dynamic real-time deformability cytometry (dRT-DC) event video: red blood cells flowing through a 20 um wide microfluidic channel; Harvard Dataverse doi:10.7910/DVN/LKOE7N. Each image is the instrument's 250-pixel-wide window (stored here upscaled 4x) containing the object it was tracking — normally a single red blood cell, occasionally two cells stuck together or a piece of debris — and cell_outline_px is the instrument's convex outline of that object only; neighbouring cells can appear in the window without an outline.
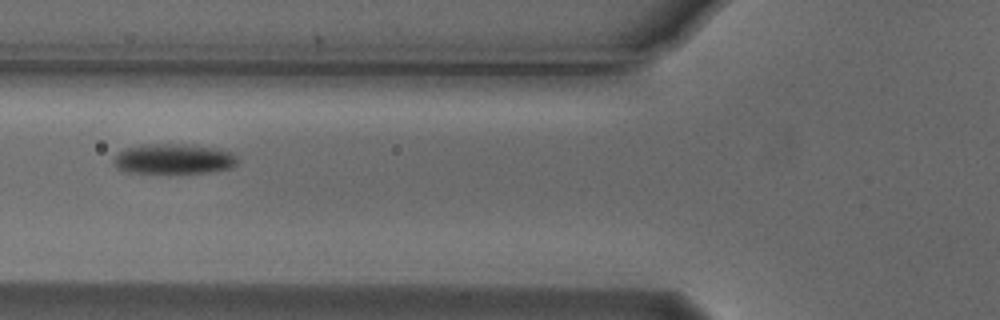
{"species": "Egyptian fruit bat (a non-hibernating species)", "species_latin": "Rousettus aegyptiacus", "temperature_condition": "cold", "stored_images_in_passage": 3, "camera_frame_rate_fps": 3000, "um_per_image_px": 0.085, "animal": {"sex": "male"}, "frame": {"image": 1, "passage_image": 2, "time_ms": 0.333, "image_size_px": [1000, 320], "cell_outline_px": [[240, 160], [232, 168], [208, 172], [128, 172], [120, 168], [112, 160], [120, 152], [128, 148], [140, 144], [188, 144], [216, 148], [232, 152]], "centroid_in_image_um": [14.84, 13.49], "position_along_channel_um": 111.0, "area_um2": 21.5}}